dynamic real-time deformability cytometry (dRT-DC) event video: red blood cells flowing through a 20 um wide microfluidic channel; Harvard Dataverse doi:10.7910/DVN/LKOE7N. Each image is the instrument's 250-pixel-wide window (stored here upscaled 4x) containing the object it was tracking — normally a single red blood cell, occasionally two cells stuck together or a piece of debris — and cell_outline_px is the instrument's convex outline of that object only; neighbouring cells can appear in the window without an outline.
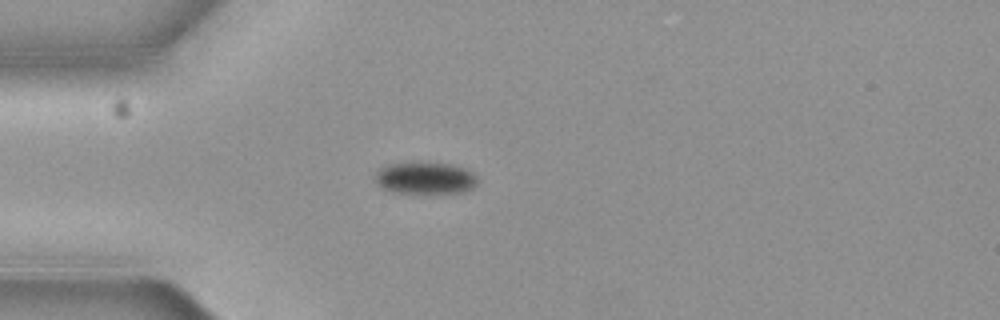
{"species": "common noctule bat (a hibernating species)", "species_latin": "Nyctalus noctula", "temperature_condition": "cold", "stored_images_in_passage": 5, "camera_frame_rate_fps": 3000, "um_per_image_px": 0.085, "animal": {"sex": "female", "body_mass_g": 19.3, "forearm_length_mm": 54.1}, "frame": {"image": 1, "passage_image": 5, "time_ms": 1.333, "image_size_px": [1000, 320], "cell_outline_px": [[476, 184], [472, 188], [464, 192], [396, 192], [384, 188], [376, 180], [376, 172], [380, 168], [388, 164], [452, 164], [464, 168], [472, 172], [476, 176]], "centroid_in_image_um": [36.18, 15.14], "position_along_channel_um": 48.8, "area_um2": 18.21}}